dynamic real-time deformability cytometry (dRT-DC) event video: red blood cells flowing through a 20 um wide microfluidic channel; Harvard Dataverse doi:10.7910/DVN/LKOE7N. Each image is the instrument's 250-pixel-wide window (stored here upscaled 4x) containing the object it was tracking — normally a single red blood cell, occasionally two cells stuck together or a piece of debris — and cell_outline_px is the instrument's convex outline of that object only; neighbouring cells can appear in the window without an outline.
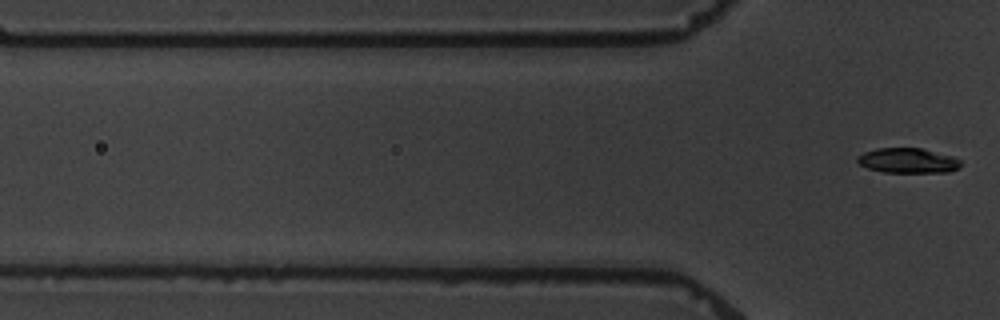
{"species": "common noctule bat (a hibernating species)", "species_latin": "Nyctalus noctula", "temperature_condition": "warm", "stored_images_in_passage": 6, "segment_of_instrument_passage": [2, 2], "camera_frame_rate_fps": 3000, "um_per_image_px": 0.085, "animal": {"sex": "male", "body_mass_g": 19.5, "forearm_length_mm": 54.6}, "frame": {"image": 1, "passage_image": 6, "time_ms": 7.0, "image_size_px": [1000, 320], "cell_outline_px": [[960, 168], [948, 172], [884, 172], [868, 168], [860, 164], [856, 160], [856, 156], [864, 152], [876, 148], [920, 148], [952, 156], [960, 160]], "centroid_in_image_um": [77.15, 13.65], "position_along_channel_um": 48.7, "area_um2": 14.97}}